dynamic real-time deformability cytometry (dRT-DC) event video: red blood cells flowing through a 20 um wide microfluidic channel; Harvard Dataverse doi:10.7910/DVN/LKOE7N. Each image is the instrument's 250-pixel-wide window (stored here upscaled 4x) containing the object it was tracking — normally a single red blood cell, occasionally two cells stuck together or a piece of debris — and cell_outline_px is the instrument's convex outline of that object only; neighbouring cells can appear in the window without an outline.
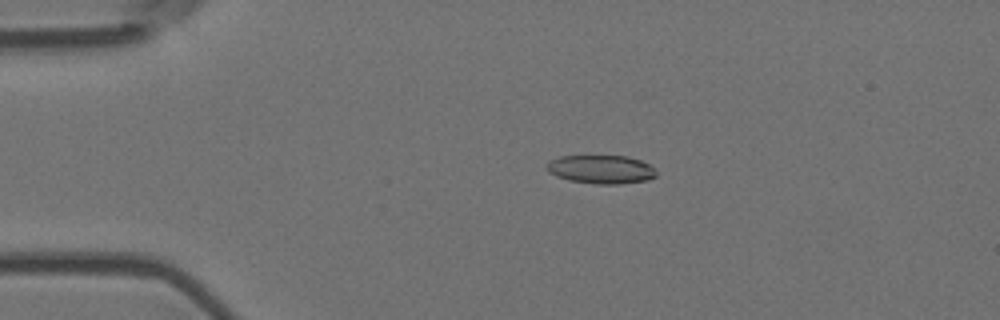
{"species": "Egyptian fruit bat (a non-hibernating species)", "species_latin": "Rousettus aegyptiacus", "temperature_condition": "room temperature", "stored_images_in_passage": 43, "camera_frame_rate_fps": 3000, "um_per_image_px": 0.085, "animal": {"sex": "female"}, "frame": {"image": 1, "passage_image": 9, "time_ms": 2.667, "image_size_px": [1000, 320], "cell_outline_px": [[656, 176], [648, 180], [620, 184], [596, 184], [568, 180], [556, 176], [548, 172], [548, 160], [560, 156], [628, 156], [640, 160], [648, 164], [656, 172]], "centroid_in_image_um": [51.08, 14.4], "position_along_channel_um": 33.9, "area_um2": 18.21}}
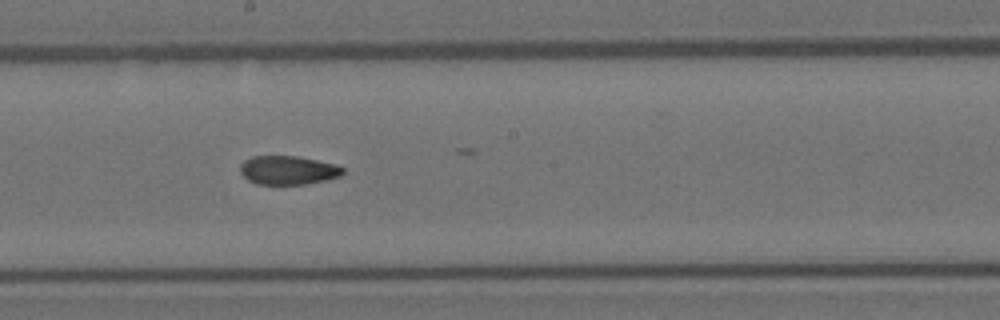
{"frame": {"image": 2, "passage_image": 28, "time_ms": 9.0, "image_size_px": [1000, 320], "cell_outline_px": [[344, 172], [340, 176], [328, 180], [304, 184], [256, 184], [248, 180], [240, 172], [240, 164], [244, 160], [252, 156], [296, 156], [336, 164], [344, 168]], "centroid_in_image_um": [24.48, 14.46], "position_along_channel_um": 223.7, "area_um2": 17.28}}
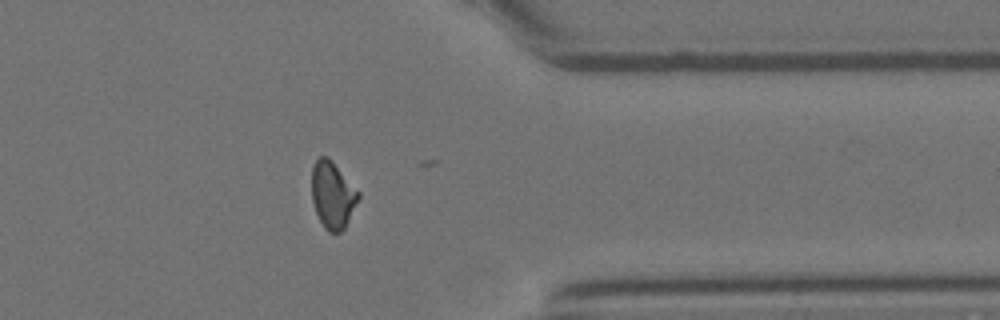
{"frame": {"image": 3, "passage_image": 42, "time_ms": 13.667, "image_size_px": [1000, 320], "cell_outline_px": [[360, 196], [344, 228], [340, 232], [328, 232], [324, 228], [316, 212], [312, 200], [312, 164], [320, 156], [328, 156], [332, 160], [360, 192]], "centroid_in_image_um": [28.26, 16.54], "position_along_channel_um": 383.1, "area_um2": 18.15}, "authors_computed_cell_mechanics": {"area_um2": 18.2648, "velocity_mm_per_s": 3.6686, "shape_relaxation_time_tau1_ms": null, "shape_relaxation_time_tau2_ms": 2.9845, "deformation_change_tau1": null, "deformation_change_tau2": 0.0919}}